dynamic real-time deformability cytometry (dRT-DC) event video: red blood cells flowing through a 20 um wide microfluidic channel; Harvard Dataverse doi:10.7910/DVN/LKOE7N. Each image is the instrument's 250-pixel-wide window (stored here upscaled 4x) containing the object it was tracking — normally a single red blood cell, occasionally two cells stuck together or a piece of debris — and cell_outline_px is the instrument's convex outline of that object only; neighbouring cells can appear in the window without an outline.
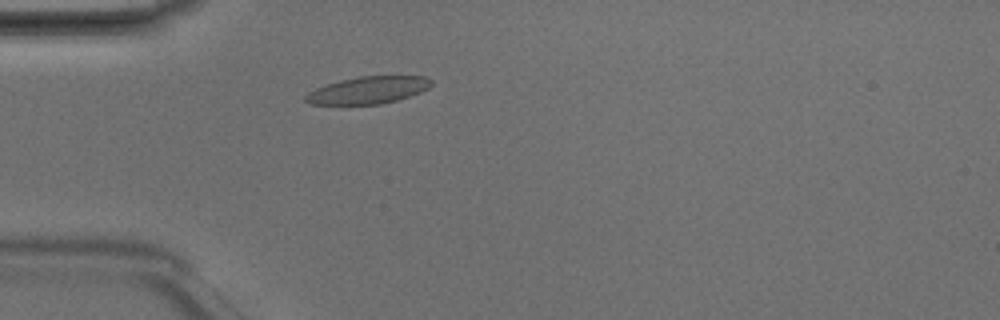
{"species": "Egyptian fruit bat (a non-hibernating species)", "species_latin": "Rousettus aegyptiacus", "temperature_condition": "room temperature", "stored_images_in_passage": 5, "camera_frame_rate_fps": 3000, "um_per_image_px": 0.085, "animal": {"sex": "male"}, "frame": {"image": 1, "passage_image": 5, "time_ms": 1.333, "image_size_px": [1000, 320], "cell_outline_px": [[432, 84], [428, 88], [420, 92], [396, 100], [380, 104], [312, 104], [304, 100], [304, 96], [308, 92], [316, 88], [340, 80], [360, 76], [428, 76], [432, 80]], "centroid_in_image_um": [31.3, 7.65], "position_along_channel_um": 53.7, "area_um2": 19.77}}